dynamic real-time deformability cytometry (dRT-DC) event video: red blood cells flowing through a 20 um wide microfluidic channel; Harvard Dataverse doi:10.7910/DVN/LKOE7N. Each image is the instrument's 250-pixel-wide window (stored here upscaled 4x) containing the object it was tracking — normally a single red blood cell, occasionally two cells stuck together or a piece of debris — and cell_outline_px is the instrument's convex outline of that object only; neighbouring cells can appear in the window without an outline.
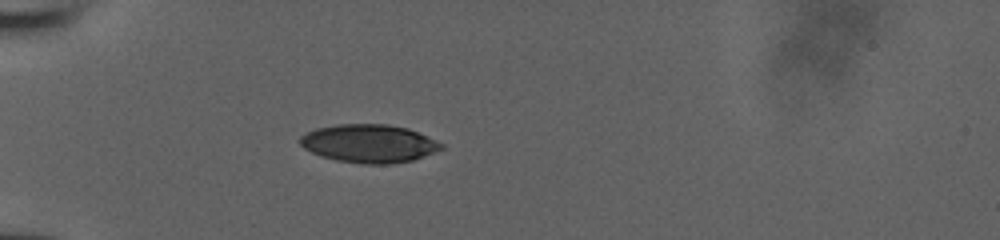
{"species": "human", "species_latin": "Homo sapiens", "temperature_condition": "room temperature", "stored_images_in_passage": 7, "camera_frame_rate_fps": 3000, "um_per_image_px": 0.085, "donor": {"sex": "male"}, "frame": {"image": 1, "passage_image": 1, "time_ms": 0.0, "image_size_px": [1000, 240], "cell_outline_px": [[444, 148], [424, 156], [412, 160], [388, 164], [364, 164], [336, 160], [320, 156], [304, 148], [300, 144], [300, 136], [316, 128], [336, 124], [388, 124], [408, 128], [428, 136], [444, 144]], "centroid_in_image_um": [31.38, 12.19], "position_along_channel_um": 53.6, "area_um2": 31.5}}
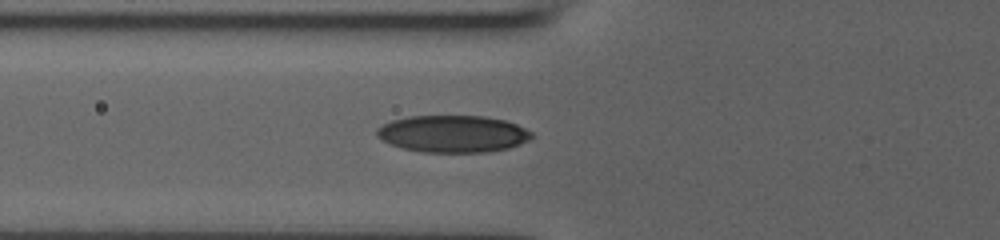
{"frame": {"image": 2, "passage_image": 5, "time_ms": 1.333, "image_size_px": [1000, 240], "cell_outline_px": [[532, 136], [528, 140], [520, 144], [508, 148], [488, 152], [424, 152], [404, 148], [392, 144], [376, 136], [376, 128], [392, 120], [408, 116], [484, 116], [504, 120], [516, 124], [532, 132]], "centroid_in_image_um": [38.49, 11.37], "position_along_channel_um": 87.3, "area_um2": 33.23}}